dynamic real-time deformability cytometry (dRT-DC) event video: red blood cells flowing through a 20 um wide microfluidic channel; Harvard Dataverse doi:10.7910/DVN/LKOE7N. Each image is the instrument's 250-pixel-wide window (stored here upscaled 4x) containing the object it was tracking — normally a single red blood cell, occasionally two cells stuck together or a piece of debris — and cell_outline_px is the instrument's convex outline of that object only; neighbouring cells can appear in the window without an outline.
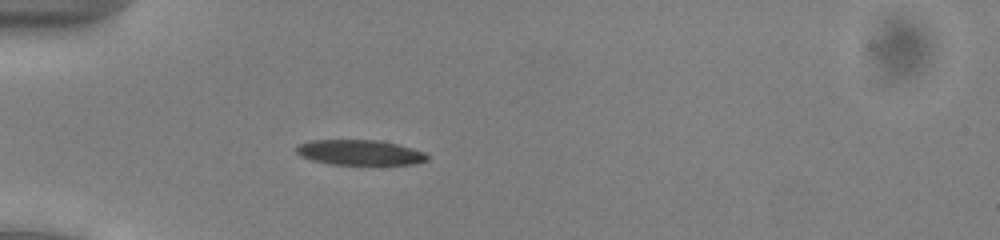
{"species": "common noctule bat (a hibernating species)", "species_latin": "Nyctalus noctula", "temperature_condition": "cold", "stored_images_in_passage": 43, "camera_frame_rate_fps": 3000, "um_per_image_px": 0.085, "animal": {"sex": "male", "body_mass_g": 13.0, "forearm_length_mm": 53.1}, "frame": {"image": 1, "passage_image": 10, "time_ms": 3.0, "image_size_px": [1000, 240], "cell_outline_px": [[428, 160], [416, 164], [332, 164], [312, 160], [300, 156], [296, 152], [296, 144], [308, 140], [376, 140], [396, 144], [412, 148], [424, 152], [428, 156]], "centroid_in_image_um": [30.54, 12.95], "position_along_channel_um": 54.5, "area_um2": 19.19}}
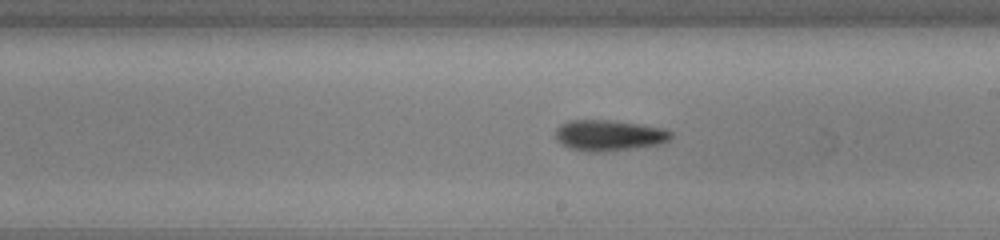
{"frame": {"image": 2, "passage_image": 25, "time_ms": 8.0, "image_size_px": [1000, 240], "cell_outline_px": [[672, 136], [668, 140], [660, 144], [600, 152], [588, 152], [568, 148], [556, 140], [556, 128], [560, 124], [568, 120], [608, 120], [640, 124], [664, 128], [672, 132]], "centroid_in_image_um": [51.73, 11.5], "position_along_channel_um": 237.3, "area_um2": 20.75}}
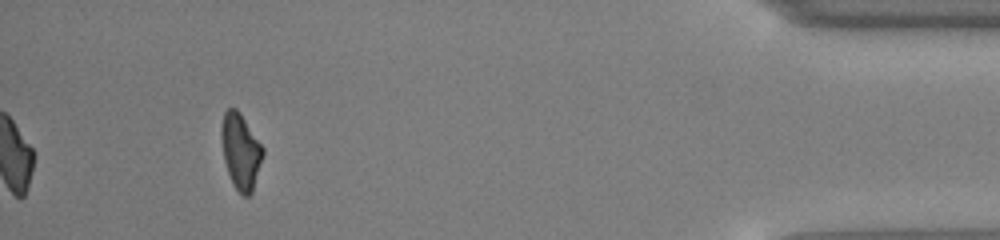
{"frame": {"image": 3, "passage_image": 43, "time_ms": 14.0, "image_size_px": [1000, 240], "cell_outline_px": [[264, 156], [252, 192], [248, 196], [244, 196], [232, 184], [224, 160], [220, 136], [220, 128], [224, 112], [228, 108], [236, 108], [240, 112], [264, 148]], "centroid_in_image_um": [20.45, 12.84], "position_along_channel_um": 414.7, "area_um2": 18.44}, "authors_computed_cell_mechanics": {"area_um2": 19.4786, "velocity_mm_per_s": 3.93, "shape_relaxation_time_tau1_ms": 3.9248, "shape_relaxation_time_tau2_ms": 5.0955, "deformation_change_tau1": 0.1324, "deformation_change_tau2": 0.1451}}